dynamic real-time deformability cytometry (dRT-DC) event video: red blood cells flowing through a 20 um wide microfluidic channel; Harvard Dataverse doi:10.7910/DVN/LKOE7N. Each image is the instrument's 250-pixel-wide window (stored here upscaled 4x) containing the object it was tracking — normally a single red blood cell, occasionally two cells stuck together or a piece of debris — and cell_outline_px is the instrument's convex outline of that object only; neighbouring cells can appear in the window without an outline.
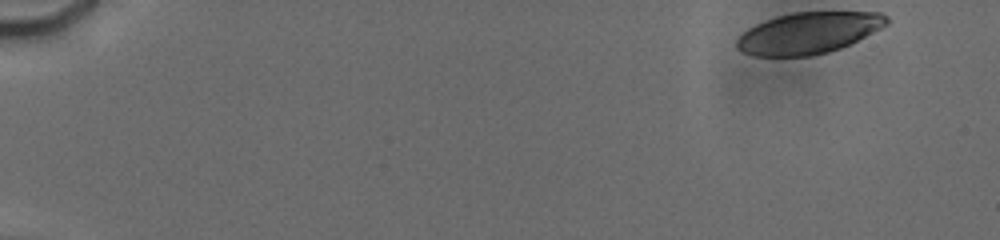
{"species": "human", "species_latin": "Homo sapiens", "temperature_condition": "cold", "stored_images_in_passage": 37, "camera_frame_rate_fps": 3000, "um_per_image_px": 0.085, "donor": {"sex": "male"}, "frame": {"image": 1, "passage_image": 1, "time_ms": 0.0, "image_size_px": [1000, 240], "cell_outline_px": [[888, 24], [840, 48], [828, 52], [808, 56], [756, 56], [744, 52], [736, 48], [736, 40], [748, 28], [756, 24], [776, 16], [792, 12], [880, 12], [888, 16]], "centroid_in_image_um": [68.7, 2.79], "position_along_channel_um": 16.3, "area_um2": 35.84}}